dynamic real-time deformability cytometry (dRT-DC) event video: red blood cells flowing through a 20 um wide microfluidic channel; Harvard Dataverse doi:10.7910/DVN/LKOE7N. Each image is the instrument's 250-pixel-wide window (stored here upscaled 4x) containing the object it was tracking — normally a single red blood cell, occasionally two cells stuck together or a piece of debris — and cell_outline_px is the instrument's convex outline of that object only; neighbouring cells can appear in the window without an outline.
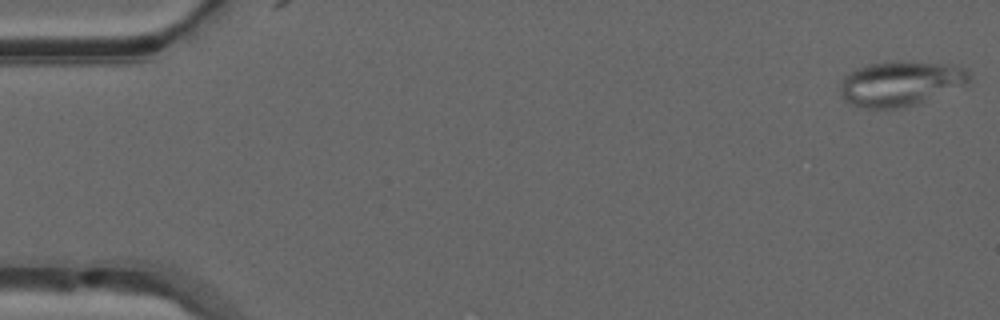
{"species": "common noctule bat (a hibernating species)", "species_latin": "Nyctalus noctula", "temperature_condition": "warm", "stored_images_in_passage": 51, "segment_of_instrument_passage": [1, 2], "camera_frame_rate_fps": 3000, "um_per_image_px": 0.085, "animal": {"sex": "male", "forearm_length_mm": 52.5}, "frame": {"image": 1, "passage_image": 1, "time_ms": 0.0, "image_size_px": [1000, 320], "cell_outline_px": [[968, 80], [964, 84], [920, 104], [900, 108], [864, 108], [848, 104], [840, 96], [840, 80], [844, 76], [856, 68], [868, 64], [948, 64], [968, 68]], "centroid_in_image_um": [76.46, 7.16], "position_along_channel_um": 8.5, "area_um2": 32.95}}
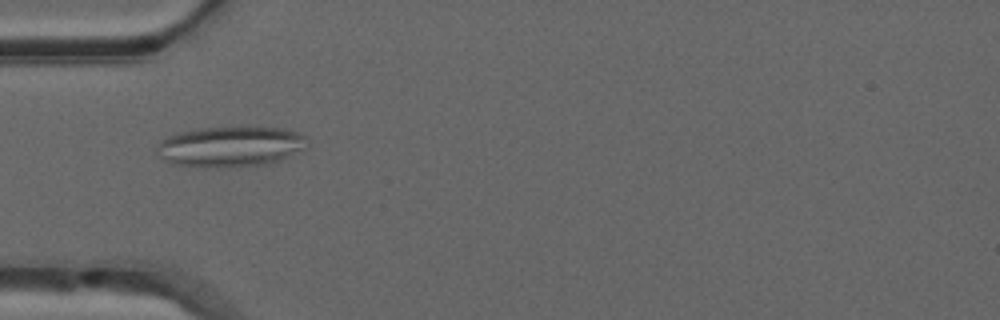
{"frame": {"image": 2, "passage_image": 16, "time_ms": 5.0, "image_size_px": [1000, 320], "cell_outline_px": [[308, 136], [304, 148], [280, 160], [268, 164], [228, 168], [216, 168], [172, 164], [156, 156], [156, 152], [160, 140], [168, 136], [180, 132], [196, 128], [288, 128]], "centroid_in_image_um": [19.56, 12.47], "position_along_channel_um": 65.4, "area_um2": 35.66}}